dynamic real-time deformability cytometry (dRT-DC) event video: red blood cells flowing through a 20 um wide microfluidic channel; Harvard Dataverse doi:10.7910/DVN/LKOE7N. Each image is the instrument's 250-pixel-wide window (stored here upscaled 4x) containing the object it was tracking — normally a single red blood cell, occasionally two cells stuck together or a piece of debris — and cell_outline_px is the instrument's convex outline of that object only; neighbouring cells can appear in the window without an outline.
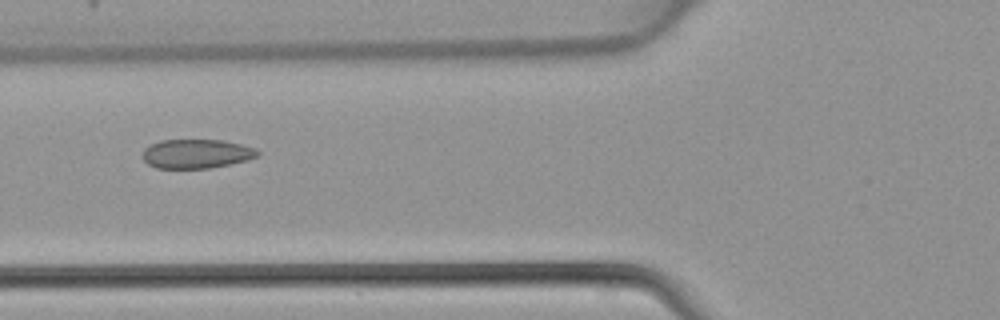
{"species": "common noctule bat (a hibernating species)", "species_latin": "Nyctalus noctula", "temperature_condition": "warm", "stored_images_in_passage": 5, "camera_frame_rate_fps": 3000, "um_per_image_px": 0.085, "animal": {"sex": "female", "body_mass_g": 22.7, "forearm_length_mm": 54.2}, "frame": {"image": 1, "passage_image": 5, "time_ms": 1.333, "image_size_px": [1000, 320], "cell_outline_px": [[260, 152], [256, 156], [248, 160], [208, 168], [156, 168], [148, 164], [140, 156], [144, 148], [160, 140], [224, 140], [256, 148]], "centroid_in_image_um": [16.67, 13.06], "position_along_channel_um": 109.1, "area_um2": 19.54}}